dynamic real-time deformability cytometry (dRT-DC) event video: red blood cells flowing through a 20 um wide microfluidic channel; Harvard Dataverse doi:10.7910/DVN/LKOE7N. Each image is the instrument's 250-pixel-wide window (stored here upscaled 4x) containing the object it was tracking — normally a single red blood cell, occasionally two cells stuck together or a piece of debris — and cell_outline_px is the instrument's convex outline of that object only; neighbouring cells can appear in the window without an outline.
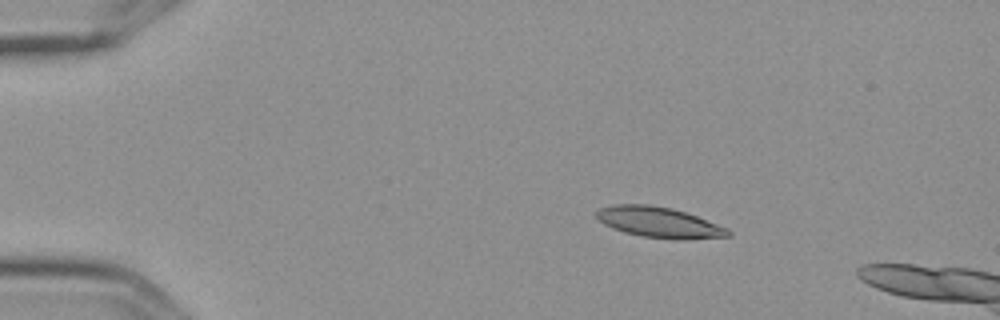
{"species": "Egyptian fruit bat (a non-hibernating species)", "species_latin": "Rousettus aegyptiacus", "temperature_condition": "cold", "stored_images_in_passage": 6, "camera_frame_rate_fps": 3000, "um_per_image_px": 0.085, "frame": {"image": 1, "passage_image": 3, "time_ms": 0.667, "image_size_px": [1000, 320], "cell_outline_px": [[732, 236], [684, 240], [676, 240], [640, 236], [624, 232], [612, 228], [604, 224], [596, 216], [596, 212], [600, 208], [616, 204], [648, 204], [672, 208], [696, 216], [728, 228], [732, 232]], "centroid_in_image_um": [56.05, 18.91], "position_along_channel_um": 29.0, "area_um2": 23.58}}